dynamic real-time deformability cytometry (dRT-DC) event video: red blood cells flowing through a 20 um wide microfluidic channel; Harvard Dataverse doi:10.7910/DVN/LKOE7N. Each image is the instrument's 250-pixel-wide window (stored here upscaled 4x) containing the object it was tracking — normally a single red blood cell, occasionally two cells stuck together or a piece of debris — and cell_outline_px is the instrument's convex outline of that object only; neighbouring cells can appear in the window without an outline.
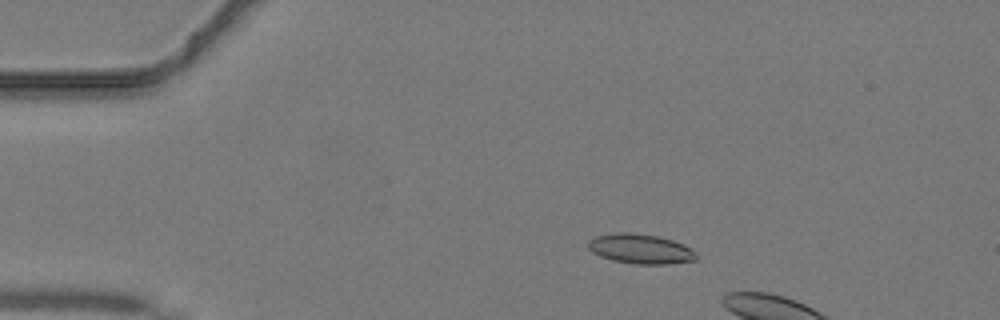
{"species": "common noctule bat (a hibernating species)", "species_latin": "Nyctalus noctula", "temperature_condition": "warm", "stored_images_in_passage": 12, "camera_frame_rate_fps": 3000, "um_per_image_px": 0.085, "animal": {"sex": "male", "body_mass_g": 19.2, "forearm_length_mm": 51.8}, "frame": {"image": 1, "passage_image": 9, "time_ms": 2.667, "image_size_px": [1000, 320], "cell_outline_px": [[696, 260], [668, 264], [636, 264], [612, 260], [600, 256], [592, 252], [588, 248], [588, 240], [596, 236], [616, 232], [628, 232], [660, 236], [684, 244], [692, 248], [696, 252]], "centroid_in_image_um": [54.45, 21.15], "position_along_channel_um": 30.6, "area_um2": 18.9}}